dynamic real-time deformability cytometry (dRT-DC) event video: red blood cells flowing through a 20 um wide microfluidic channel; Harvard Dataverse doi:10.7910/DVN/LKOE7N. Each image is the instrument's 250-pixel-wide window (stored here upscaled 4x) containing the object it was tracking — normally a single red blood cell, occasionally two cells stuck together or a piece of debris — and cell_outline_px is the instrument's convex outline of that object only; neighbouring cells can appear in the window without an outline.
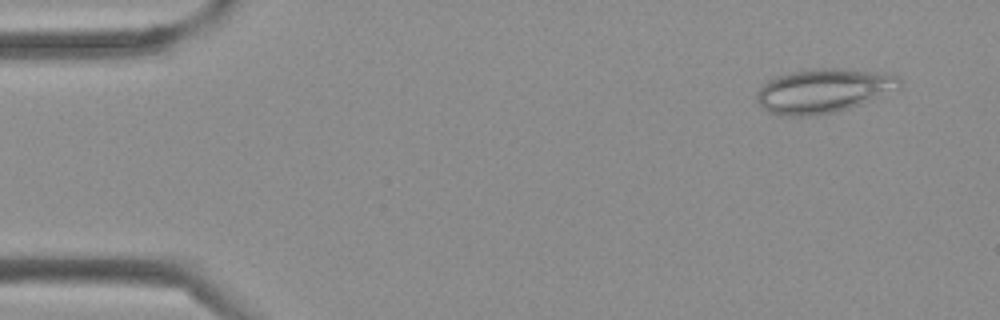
{"species": "Egyptian fruit bat (a non-hibernating species)", "species_latin": "Rousettus aegyptiacus", "temperature_condition": "cold", "stored_images_in_passage": 40, "camera_frame_rate_fps": 3000, "um_per_image_px": 0.085, "frame": {"image": 1, "passage_image": 3, "time_ms": 0.667, "image_size_px": [1000, 320], "cell_outline_px": [[900, 88], [860, 104], [848, 108], [832, 112], [812, 116], [784, 116], [768, 112], [756, 100], [756, 92], [768, 80], [776, 76], [788, 72], [812, 68], [844, 68], [888, 72], [896, 76], [900, 80]], "centroid_in_image_um": [69.98, 7.69], "position_along_channel_um": 15.0, "area_um2": 36.93}}
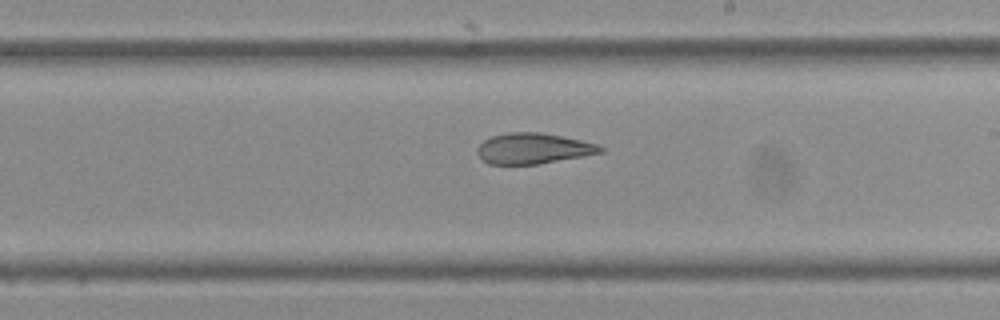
{"frame": {"image": 2, "passage_image": 23, "time_ms": 7.333, "image_size_px": [1000, 320], "cell_outline_px": [[604, 152], [584, 156], [536, 164], [488, 164], [476, 152], [476, 148], [484, 140], [492, 136], [508, 132], [540, 132], [580, 140], [596, 144], [604, 148]], "centroid_in_image_um": [45.31, 12.62], "position_along_channel_um": 243.7, "area_um2": 21.85}}
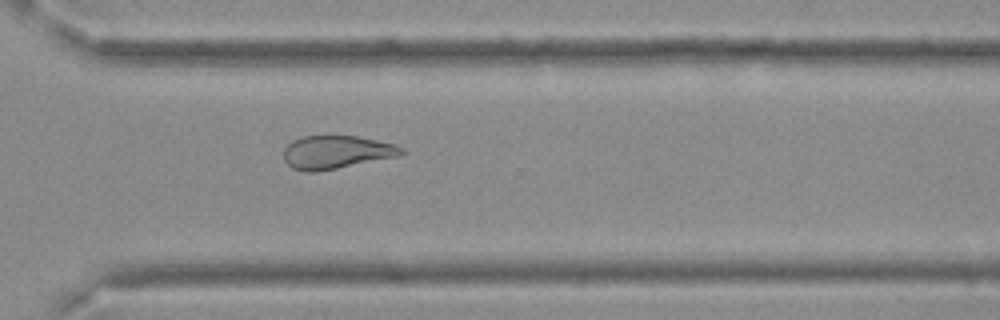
{"frame": {"image": 3, "passage_image": 29, "time_ms": 9.333, "image_size_px": [1000, 320], "cell_outline_px": [[404, 152], [400, 156], [316, 172], [304, 172], [292, 168], [284, 160], [284, 148], [292, 140], [304, 136], [356, 136], [376, 140], [392, 144], [404, 148]], "centroid_in_image_um": [28.57, 12.94], "position_along_channel_um": 342.0, "area_um2": 22.72}}